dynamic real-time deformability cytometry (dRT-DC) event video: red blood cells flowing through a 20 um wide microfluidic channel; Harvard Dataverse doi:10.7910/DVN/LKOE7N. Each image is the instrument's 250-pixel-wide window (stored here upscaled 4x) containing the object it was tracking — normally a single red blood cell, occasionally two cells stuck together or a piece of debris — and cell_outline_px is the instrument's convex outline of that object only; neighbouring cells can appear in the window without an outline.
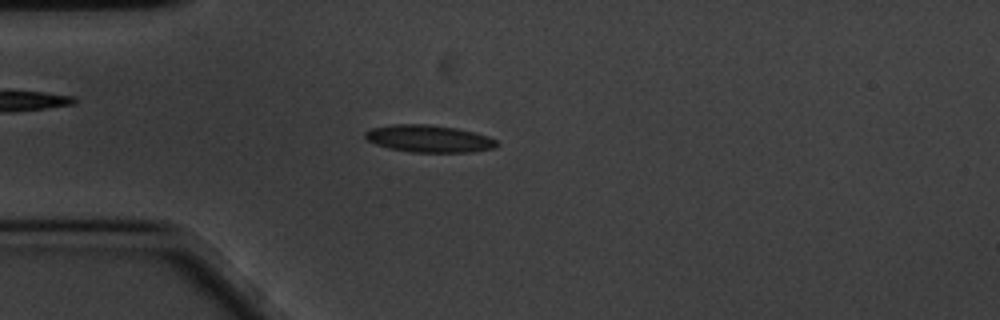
{"species": "common noctule bat (a hibernating species)", "species_latin": "Nyctalus noctula", "temperature_condition": "cold", "stored_images_in_passage": 58, "camera_frame_rate_fps": 3000, "um_per_image_px": 0.085, "animal": {"sex": "male", "body_mass_g": 20.1, "forearm_length_mm": 53.5}, "frame": {"image": 1, "passage_image": 14, "time_ms": 4.333, "image_size_px": [1000, 320], "cell_outline_px": [[500, 144], [496, 148], [472, 152], [412, 152], [388, 148], [376, 144], [368, 140], [364, 136], [364, 132], [372, 128], [396, 124], [428, 124], [456, 128], [476, 132], [488, 136], [496, 140]], "centroid_in_image_um": [36.5, 11.79], "position_along_channel_um": 48.5, "area_um2": 20.98}}
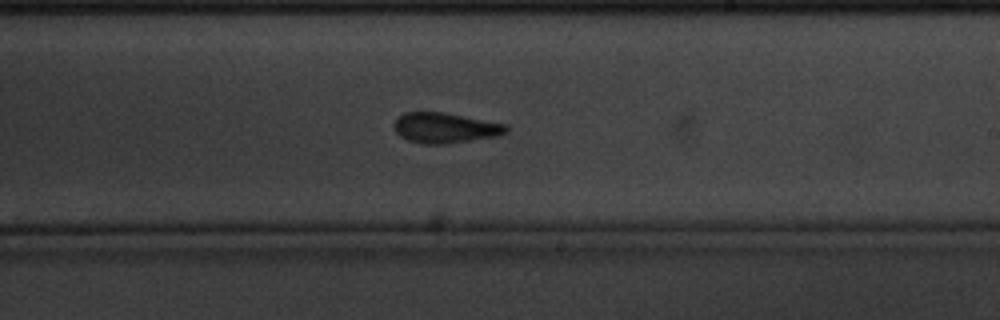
{"frame": {"image": 2, "passage_image": 33, "time_ms": 10.667, "image_size_px": [1000, 320], "cell_outline_px": [[508, 132], [500, 136], [444, 144], [420, 144], [408, 140], [400, 136], [396, 132], [392, 124], [404, 112], [444, 112], [508, 124]], "centroid_in_image_um": [37.86, 10.87], "position_along_channel_um": 251.1, "area_um2": 20.06}}
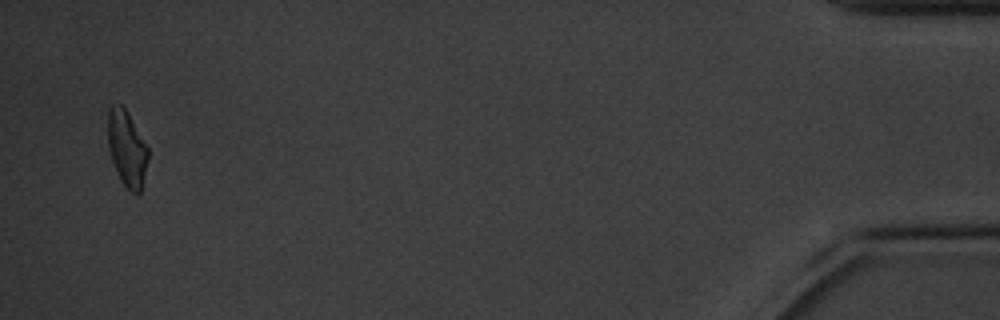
{"frame": {"image": 3, "passage_image": 56, "time_ms": 18.333, "image_size_px": [1000, 320], "cell_outline_px": [[148, 160], [140, 192], [136, 196], [120, 180], [116, 172], [108, 148], [108, 112], [112, 104], [120, 104], [128, 112], [148, 148]], "centroid_in_image_um": [10.78, 12.63], "position_along_channel_um": 424.4, "area_um2": 17.69}, "authors_computed_cell_mechanics": {"area_um2": 19.3341, "velocity_mm_per_s": 3.3762, "shape_relaxation_time_tau1_ms": 2.9293, "shape_relaxation_time_tau2_ms": 3.2963, "deformation_change_tau1": 0.1231, "deformation_change_tau2": 0.0653}}